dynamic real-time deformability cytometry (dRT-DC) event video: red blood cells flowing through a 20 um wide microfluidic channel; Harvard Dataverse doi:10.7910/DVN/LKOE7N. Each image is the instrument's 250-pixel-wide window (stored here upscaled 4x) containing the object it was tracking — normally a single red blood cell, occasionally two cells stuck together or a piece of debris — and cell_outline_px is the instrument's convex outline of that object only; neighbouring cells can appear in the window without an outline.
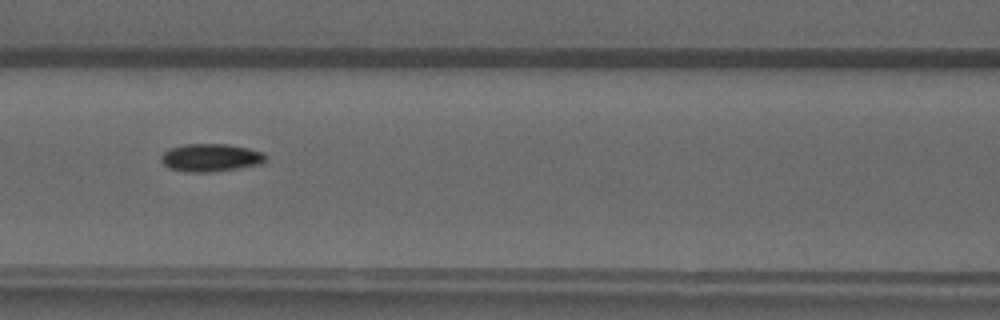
{"species": "common noctule bat (a hibernating species)", "species_latin": "Nyctalus noctula", "temperature_condition": "warm", "stored_images_in_passage": 51, "camera_frame_rate_fps": 3000, "um_per_image_px": 0.085, "animal": {"sex": "male", "forearm_length_mm": 52.5}, "frame": {"image": 1, "passage_image": 23, "time_ms": 7.333, "image_size_px": [1000, 320], "cell_outline_px": [[268, 156], [260, 164], [236, 168], [204, 172], [188, 172], [172, 168], [164, 164], [160, 160], [160, 156], [164, 152], [172, 148], [184, 144], [228, 144], [248, 148], [264, 152]], "centroid_in_image_um": [17.92, 13.38], "position_along_channel_um": 148.7, "area_um2": 16.7}}
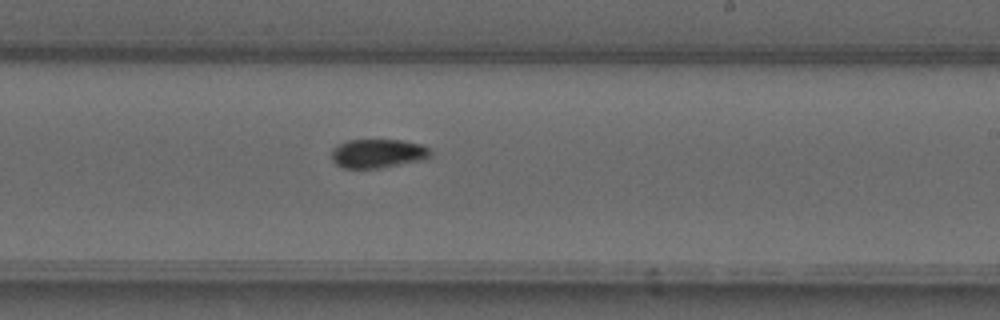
{"frame": {"image": 2, "passage_image": 31, "time_ms": 10.0, "image_size_px": [1000, 320], "cell_outline_px": [[432, 156], [424, 160], [380, 168], [344, 168], [336, 164], [332, 160], [332, 148], [348, 140], [400, 140], [420, 144], [428, 148], [432, 152]], "centroid_in_image_um": [32.14, 13.05], "position_along_channel_um": 256.9, "area_um2": 16.7}}
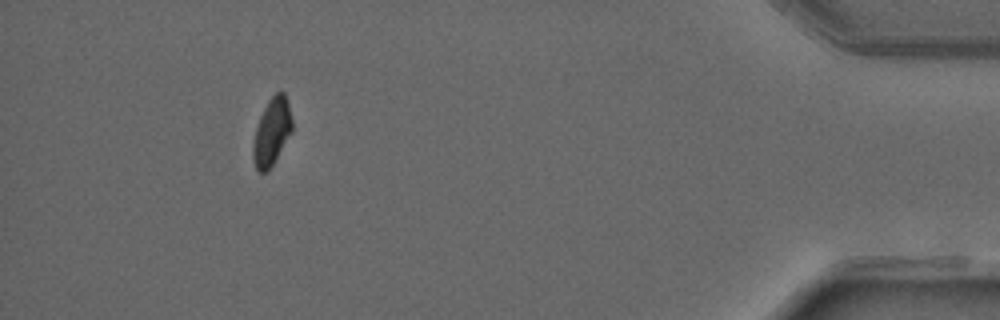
{"frame": {"image": 3, "passage_image": 47, "time_ms": 15.333, "image_size_px": [1000, 320], "cell_outline_px": [[292, 132], [268, 172], [260, 172], [256, 168], [252, 160], [252, 144], [256, 128], [260, 116], [268, 100], [280, 88], [284, 92], [288, 100], [292, 120]], "centroid_in_image_um": [23.1, 11.19], "position_along_channel_um": 412.1, "area_um2": 15.55}, "authors_computed_cell_mechanics": {"area_um2": 15.8372, "velocity_mm_per_s": 4.0749, "shape_relaxation_time_tau1_ms": 10.0668, "shape_relaxation_time_tau2_ms": null, "deformation_change_tau1": 0.2001, "deformation_change_tau2": null}}